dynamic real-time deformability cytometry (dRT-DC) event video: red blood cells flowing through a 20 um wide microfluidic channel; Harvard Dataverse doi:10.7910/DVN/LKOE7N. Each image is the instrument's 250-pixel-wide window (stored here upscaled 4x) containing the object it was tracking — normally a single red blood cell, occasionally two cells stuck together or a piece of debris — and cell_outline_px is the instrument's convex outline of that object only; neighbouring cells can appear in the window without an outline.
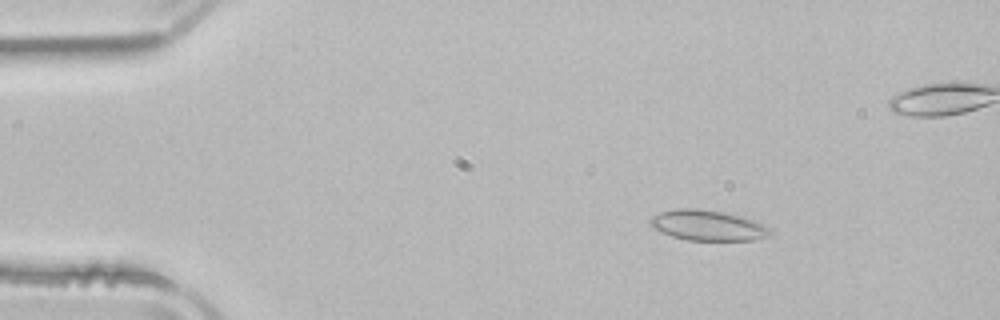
{"species": "common noctule bat (a hibernating species)", "species_latin": "Nyctalus noctula", "temperature_condition": "room temperature", "stored_images_in_passage": 52, "camera_frame_rate_fps": 3000, "um_per_image_px": 0.085, "animal": {"sex": "male", "body_mass_g": 21.5, "forearm_length_mm": 52.0}, "frame": {"image": 1, "passage_image": 7, "time_ms": 2.0, "image_size_px": [1000, 320], "cell_outline_px": [[772, 236], [752, 240], [688, 240], [672, 236], [652, 228], [648, 220], [652, 216], [660, 212], [676, 208], [700, 208], [724, 212], [744, 216], [756, 220], [772, 228]], "centroid_in_image_um": [60.21, 19.14], "position_along_channel_um": 24.8, "area_um2": 21.73}}
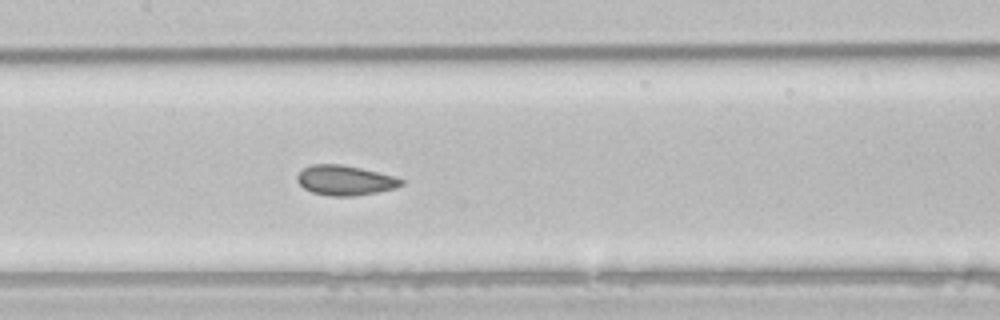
{"frame": {"image": 2, "passage_image": 24, "time_ms": 7.667, "image_size_px": [1000, 320], "cell_outline_px": [[404, 184], [396, 188], [376, 192], [352, 196], [328, 196], [312, 192], [304, 188], [296, 180], [296, 176], [304, 168], [312, 164], [340, 164], [360, 168], [396, 176], [404, 180]], "centroid_in_image_um": [29.34, 15.33], "position_along_channel_um": 178.1, "area_um2": 18.15}}
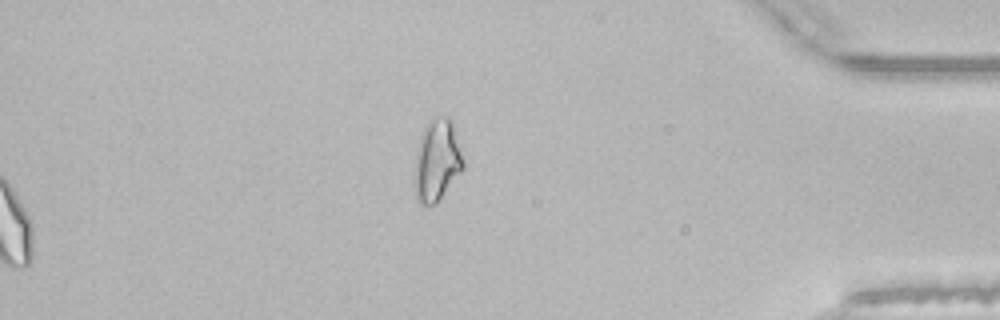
{"frame": {"image": 3, "passage_image": 52, "time_ms": 17.0, "image_size_px": [1000, 320], "cell_outline_px": [[464, 168], [436, 204], [420, 204], [416, 200], [412, 184], [412, 180], [416, 152], [424, 124], [432, 116], [452, 116], [464, 160]], "centroid_in_image_um": [37.12, 13.6], "position_along_channel_um": 398.1, "area_um2": 24.16}, "authors_computed_cell_mechanics": {"area_um2": 19.363, "velocity_mm_per_s": 3.9242, "shape_relaxation_time_tau1_ms": null, "shape_relaxation_time_tau2_ms": 1.0438, "deformation_change_tau1": null, "deformation_change_tau2": 0.0427}}